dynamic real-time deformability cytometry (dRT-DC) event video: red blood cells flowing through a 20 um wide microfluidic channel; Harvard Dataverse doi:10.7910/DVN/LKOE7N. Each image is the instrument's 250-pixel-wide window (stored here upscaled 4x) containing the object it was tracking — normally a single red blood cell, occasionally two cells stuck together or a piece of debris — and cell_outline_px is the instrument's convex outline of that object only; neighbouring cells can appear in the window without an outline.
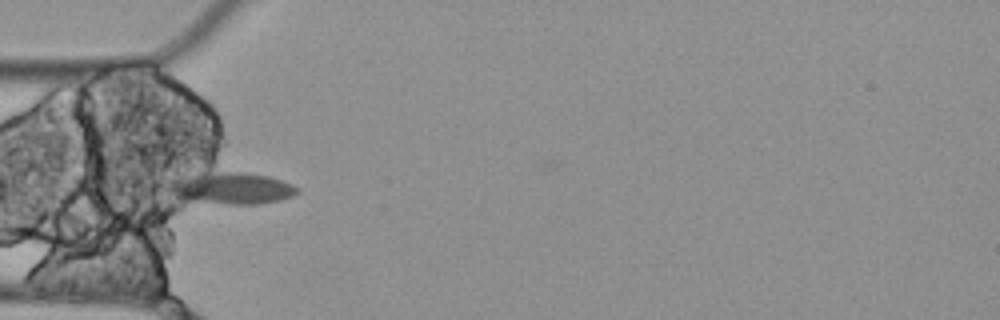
{"species": "Egyptian fruit bat (a non-hibernating species)", "species_latin": "Rousettus aegyptiacus", "temperature_condition": "cold", "stored_images_in_passage": 7, "camera_frame_rate_fps": 3000, "um_per_image_px": 0.085, "animal": {"sex": "female"}, "frame": {"image": 1, "passage_image": 5, "time_ms": 1.333, "image_size_px": [1000, 320], "cell_outline_px": [[300, 192], [292, 196], [280, 200], [260, 204], [228, 204], [180, 200], [164, 188], [164, 184], [204, 172], [244, 172], [268, 176], [292, 184], [300, 188]], "centroid_in_image_um": [19.66, 16.02], "position_along_channel_um": 65.3, "area_um2": 23.93}}
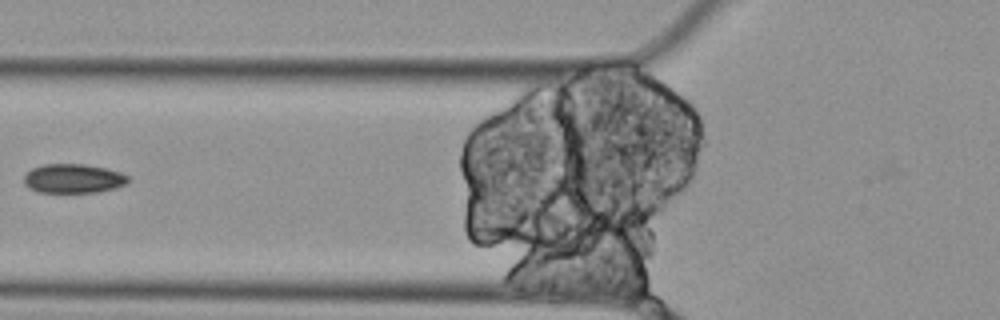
{"frame": {"image": 2, "passage_image": 6, "time_ms": 1.667, "image_size_px": [1000, 320], "cell_outline_px": [[128, 180], [124, 184], [116, 188], [96, 192], [40, 192], [28, 188], [24, 184], [24, 176], [32, 168], [44, 164], [84, 164], [104, 168], [120, 172], [128, 176]], "centroid_in_image_um": [6.2, 15.17], "position_along_channel_um": 119.6, "area_um2": 17.57}}
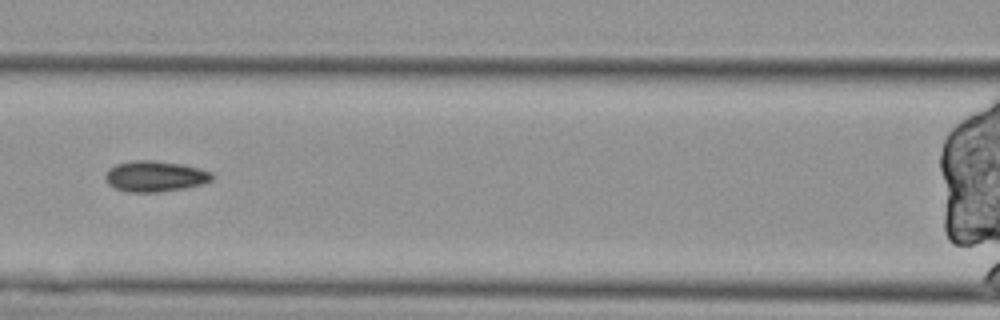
{"frame": {"image": 3, "passage_image": 7, "time_ms": 2.0, "image_size_px": [1000, 320], "cell_outline_px": [[216, 176], [212, 180], [204, 184], [184, 188], [156, 192], [128, 192], [116, 188], [108, 184], [104, 176], [108, 168], [116, 164], [132, 160], [152, 160], [184, 164], [200, 168], [212, 172]], "centroid_in_image_um": [13.21, 14.97], "position_along_channel_um": 153.4, "area_um2": 19.42}}